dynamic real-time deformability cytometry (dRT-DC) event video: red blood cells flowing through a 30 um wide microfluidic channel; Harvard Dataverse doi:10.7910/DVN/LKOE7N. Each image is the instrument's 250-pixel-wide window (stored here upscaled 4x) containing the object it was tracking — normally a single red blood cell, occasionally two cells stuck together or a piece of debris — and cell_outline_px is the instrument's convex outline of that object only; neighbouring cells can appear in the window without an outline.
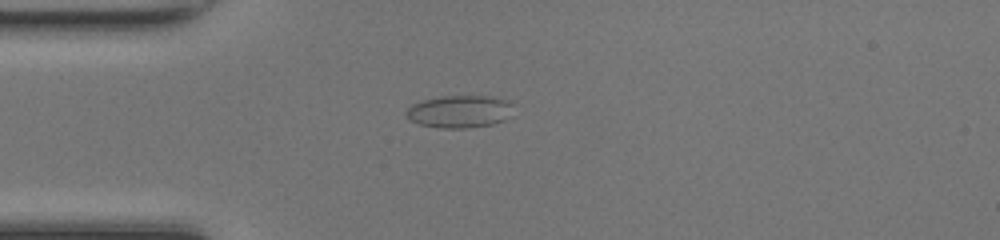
{"species": "common noctule bat (a hibernating species)", "species_latin": "Nyctalus noctula", "temperature_condition": "room temperature", "stored_images_in_passage": 37, "camera_frame_rate_fps": 3000, "um_per_image_px": 0.085, "animal": {"sex": "female", "body_mass_g": 17.0, "forearm_length_mm": 48.0}, "frame": {"image": 1, "passage_image": 1, "time_ms": 0.0, "image_size_px": [1000, 240], "cell_outline_px": [[512, 116], [504, 120], [492, 124], [468, 128], [440, 128], [416, 124], [404, 112], [412, 104], [420, 100], [440, 96], [492, 96], [508, 100], [512, 104]], "centroid_in_image_um": [39.07, 9.47], "position_along_channel_um": 45.9, "area_um2": 20.58}}
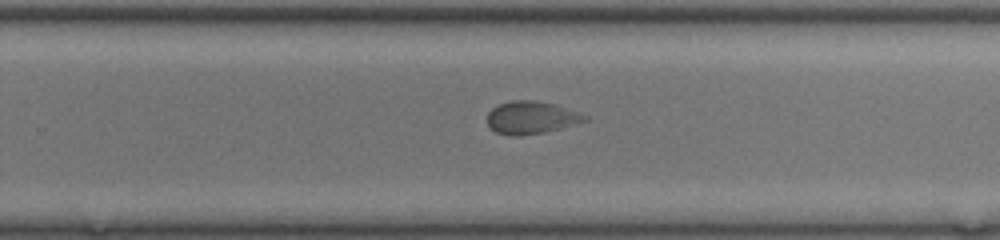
{"frame": {"image": 2, "passage_image": 19, "time_ms": 6.0, "image_size_px": [1000, 240], "cell_outline_px": [[588, 120], [560, 128], [544, 132], [520, 136], [508, 136], [496, 132], [488, 124], [488, 112], [492, 108], [500, 104], [512, 100], [532, 100], [556, 104], [588, 116]], "centroid_in_image_um": [45.14, 9.99], "position_along_channel_um": 284.7, "area_um2": 18.44}}
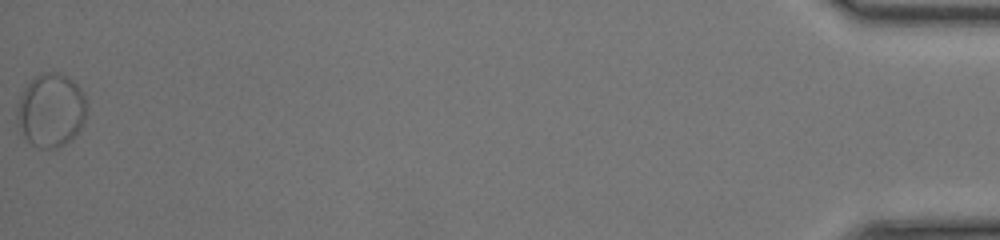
{"frame": {"image": 3, "passage_image": 37, "time_ms": 12.0, "image_size_px": [1000, 240], "cell_outline_px": [[88, 108], [84, 120], [80, 128], [72, 140], [56, 148], [36, 148], [24, 136], [16, 120], [16, 116], [20, 96], [24, 88], [36, 76], [44, 72], [56, 72], [72, 80], [80, 88], [88, 100]], "centroid_in_image_um": [4.35, 9.38], "position_along_channel_um": 430.8, "area_um2": 29.94}}